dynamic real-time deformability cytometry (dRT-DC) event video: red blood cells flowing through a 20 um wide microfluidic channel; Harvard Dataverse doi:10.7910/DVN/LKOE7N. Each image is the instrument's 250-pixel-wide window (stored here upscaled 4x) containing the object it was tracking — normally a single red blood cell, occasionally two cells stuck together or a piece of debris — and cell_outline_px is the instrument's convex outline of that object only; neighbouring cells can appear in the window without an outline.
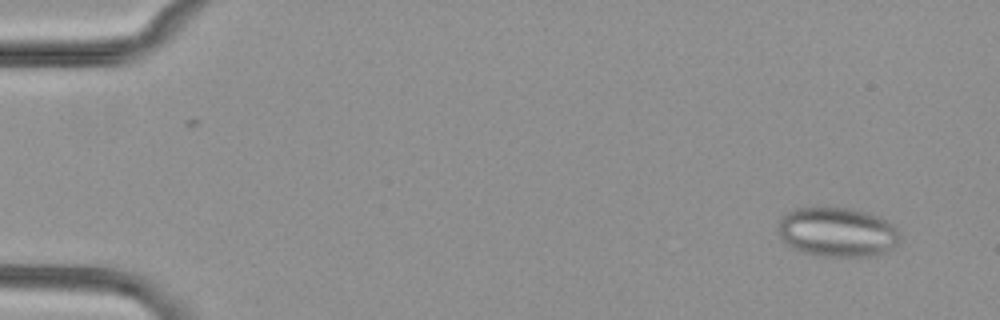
{"species": "common noctule bat (a hibernating species)", "species_latin": "Nyctalus noctula", "temperature_condition": "cold", "stored_images_in_passage": 53, "segment_of_instrument_passage": [1, 2], "camera_frame_rate_fps": 3000, "um_per_image_px": 0.085, "animal": {"sex": "female", "body_mass_g": 29.2, "forearm_length_mm": 56.3}, "frame": {"image": 1, "passage_image": 3, "time_ms": 0.667, "image_size_px": [1000, 320], "cell_outline_px": [[900, 240], [888, 252], [876, 256], [820, 256], [800, 252], [788, 244], [780, 236], [780, 216], [796, 208], [848, 208], [880, 216], [892, 224], [900, 232]], "centroid_in_image_um": [71.21, 19.74], "position_along_channel_um": 13.8, "area_um2": 35.08}}